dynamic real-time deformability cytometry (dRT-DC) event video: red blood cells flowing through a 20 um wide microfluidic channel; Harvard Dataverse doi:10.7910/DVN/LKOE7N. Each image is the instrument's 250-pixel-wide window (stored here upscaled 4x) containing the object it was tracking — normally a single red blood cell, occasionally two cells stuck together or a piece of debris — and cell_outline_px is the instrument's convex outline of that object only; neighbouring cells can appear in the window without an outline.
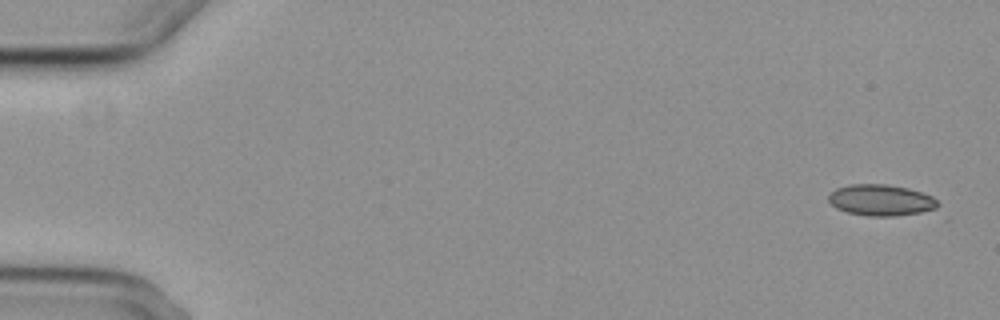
{"species": "common noctule bat (a hibernating species)", "species_latin": "Nyctalus noctula", "temperature_condition": "cold", "stored_images_in_passage": 6, "camera_frame_rate_fps": 3000, "um_per_image_px": 0.085, "animal": {"sex": "female", "body_mass_g": 29.2, "forearm_length_mm": 56.3}, "frame": {"image": 1, "passage_image": 1, "time_ms": 0.0, "image_size_px": [1000, 320], "cell_outline_px": [[940, 212], [892, 216], [868, 216], [848, 212], [836, 208], [828, 200], [828, 196], [836, 188], [848, 184], [884, 184], [908, 188], [932, 196], [940, 204]], "centroid_in_image_um": [74.99, 17.04], "position_along_channel_um": 10.0, "area_um2": 20.4}}